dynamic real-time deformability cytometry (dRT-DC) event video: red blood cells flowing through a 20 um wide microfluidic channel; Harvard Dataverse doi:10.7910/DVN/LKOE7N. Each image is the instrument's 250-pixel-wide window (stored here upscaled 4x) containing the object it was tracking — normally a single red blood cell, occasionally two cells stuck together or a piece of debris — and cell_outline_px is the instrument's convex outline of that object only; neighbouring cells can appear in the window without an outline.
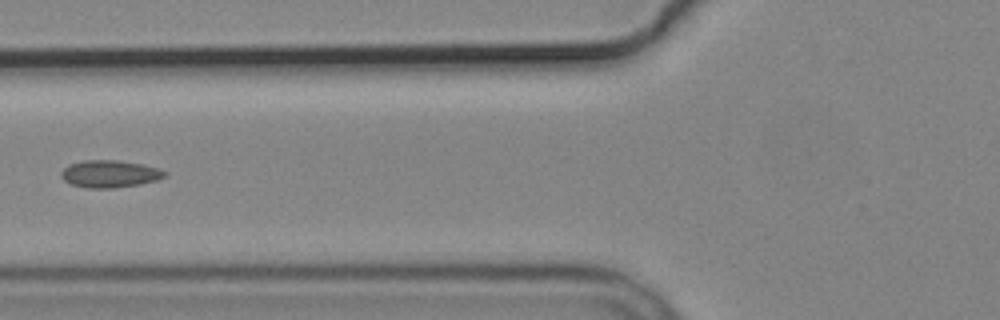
{"species": "common noctule bat (a hibernating species)", "species_latin": "Nyctalus noctula", "temperature_condition": "cold", "stored_images_in_passage": 9, "camera_frame_rate_fps": 3000, "um_per_image_px": 0.085, "animal": {"sex": "male", "body_mass_g": 19.2, "forearm_length_mm": 51.8}, "frame": {"image": 1, "passage_image": 6, "time_ms": 7.0, "image_size_px": [1000, 320], "cell_outline_px": [[164, 176], [160, 180], [140, 184], [112, 188], [88, 188], [72, 184], [64, 180], [60, 176], [60, 172], [68, 164], [84, 160], [116, 160], [140, 164], [156, 168], [164, 172]], "centroid_in_image_um": [9.27, 14.78], "position_along_channel_um": 116.5, "area_um2": 16.3}}
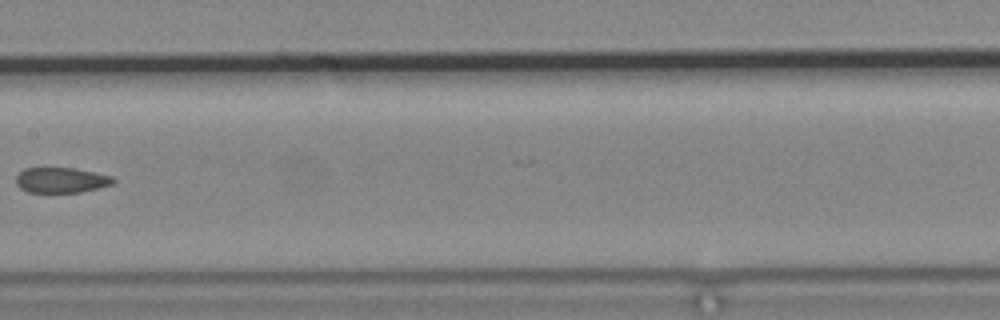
{"frame": {"image": 2, "passage_image": 8, "time_ms": 9.333, "image_size_px": [1000, 320], "cell_outline_px": [[116, 180], [112, 184], [80, 192], [28, 192], [20, 188], [16, 184], [16, 176], [24, 168], [72, 168], [112, 176]], "centroid_in_image_um": [5.17, 15.31], "position_along_channel_um": 202.2, "area_um2": 14.16}}
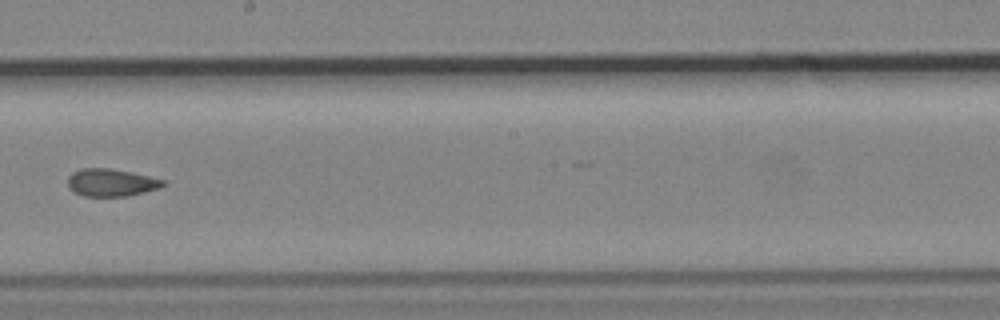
{"frame": {"image": 3, "passage_image": 9, "time_ms": 10.333, "image_size_px": [1000, 320], "cell_outline_px": [[168, 184], [160, 188], [128, 196], [84, 196], [68, 188], [68, 176], [72, 172], [84, 168], [108, 168], [148, 176], [164, 180]], "centroid_in_image_um": [9.46, 15.52], "position_along_channel_um": 238.7, "area_um2": 15.2}}